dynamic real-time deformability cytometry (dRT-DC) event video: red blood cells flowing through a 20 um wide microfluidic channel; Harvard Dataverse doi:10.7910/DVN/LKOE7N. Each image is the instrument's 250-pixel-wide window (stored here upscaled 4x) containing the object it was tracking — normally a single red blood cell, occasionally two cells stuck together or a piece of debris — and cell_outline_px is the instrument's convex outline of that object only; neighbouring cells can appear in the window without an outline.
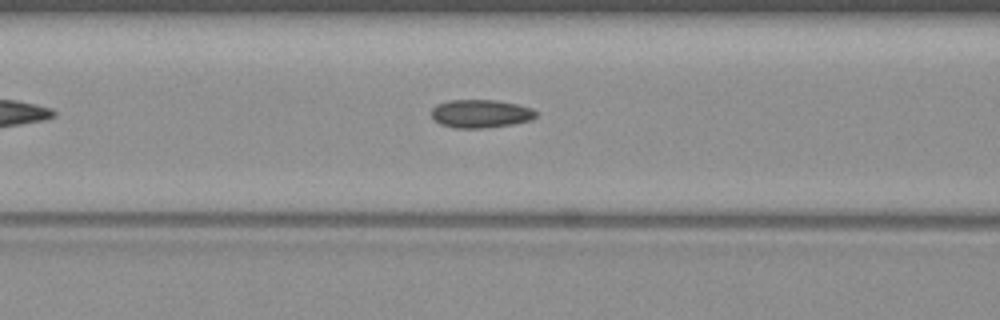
{"species": "common noctule bat (a hibernating species)", "species_latin": "Nyctalus noctula", "temperature_condition": "warm", "stored_images_in_passage": 12, "camera_frame_rate_fps": 3000, "um_per_image_px": 0.085, "animal": {"sex": "female", "body_mass_g": 19.3, "forearm_length_mm": 54.1}, "frame": {"image": 1, "passage_image": 10, "time_ms": 3.0, "image_size_px": [1000, 320], "cell_outline_px": [[536, 116], [532, 120], [512, 124], [484, 128], [452, 128], [440, 124], [432, 116], [432, 108], [436, 104], [448, 100], [496, 100], [516, 104], [532, 108], [536, 112]], "centroid_in_image_um": [40.84, 9.66], "position_along_channel_um": 125.8, "area_um2": 17.22}}